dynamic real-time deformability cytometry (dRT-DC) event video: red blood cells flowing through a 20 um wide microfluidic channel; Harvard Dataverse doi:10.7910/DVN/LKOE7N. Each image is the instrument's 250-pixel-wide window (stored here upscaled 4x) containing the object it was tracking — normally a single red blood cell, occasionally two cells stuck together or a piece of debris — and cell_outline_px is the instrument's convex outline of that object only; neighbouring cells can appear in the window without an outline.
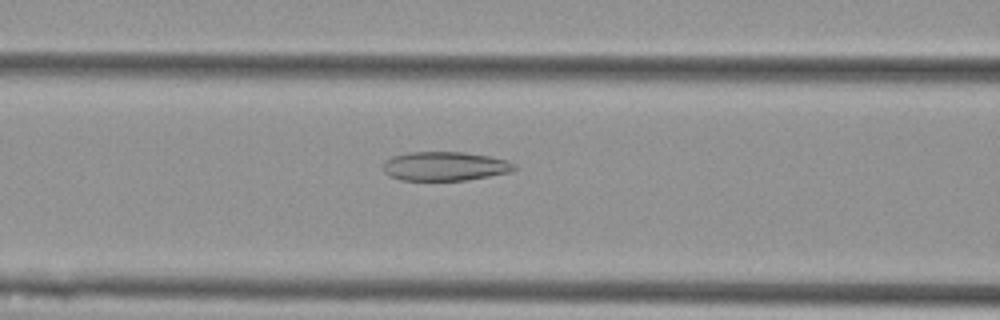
{"species": "Egyptian fruit bat (a non-hibernating species)", "species_latin": "Rousettus aegyptiacus", "temperature_condition": "cold", "stored_images_in_passage": 41, "camera_frame_rate_fps": 3000, "um_per_image_px": 0.085, "animal": {"sex": "female"}, "frame": {"image": 1, "passage_image": 13, "time_ms": 4.0, "image_size_px": [1000, 320], "cell_outline_px": [[516, 168], [512, 172], [464, 180], [400, 180], [384, 172], [384, 160], [392, 156], [408, 152], [464, 152], [492, 156], [508, 160], [516, 164]], "centroid_in_image_um": [37.85, 14.11], "position_along_channel_um": 128.7, "area_um2": 22.31}}
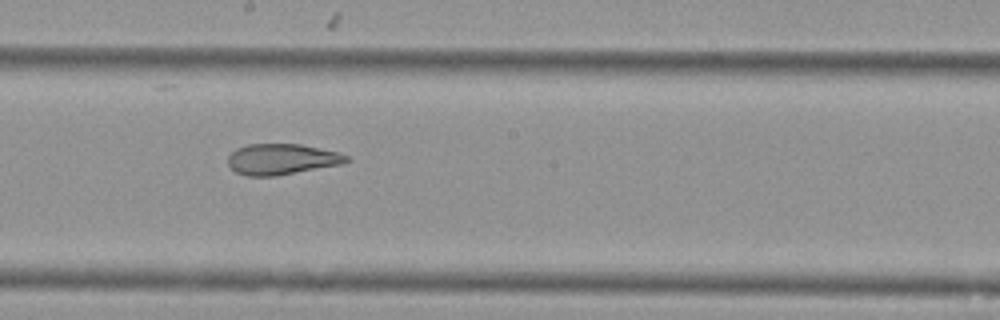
{"frame": {"image": 2, "passage_image": 21, "time_ms": 6.667, "image_size_px": [1000, 320], "cell_outline_px": [[352, 160], [344, 164], [276, 176], [248, 176], [236, 172], [228, 164], [228, 156], [236, 148], [248, 144], [300, 144], [340, 152], [348, 156]], "centroid_in_image_um": [23.99, 13.53], "position_along_channel_um": 224.2, "area_um2": 21.5}}
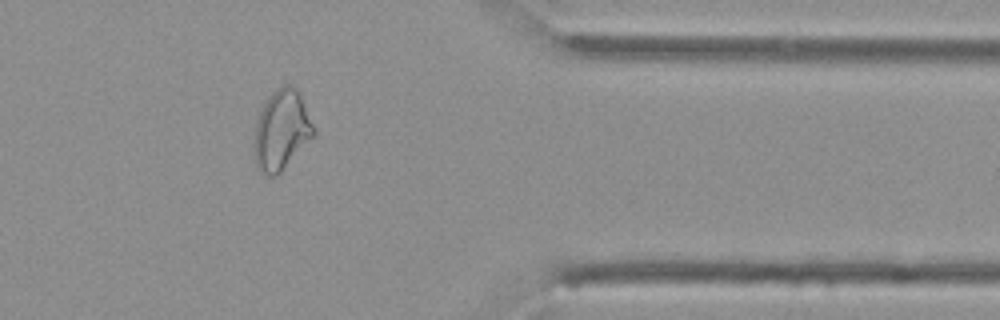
{"frame": {"image": 3, "passage_image": 36, "time_ms": 11.667, "image_size_px": [1000, 320], "cell_outline_px": [[316, 132], [280, 172], [276, 176], [268, 176], [260, 172], [256, 168], [256, 120], [268, 96], [276, 88], [284, 84], [292, 84], [300, 92], [316, 128]], "centroid_in_image_um": [23.96, 11.01], "position_along_channel_um": 387.4, "area_um2": 27.4}}